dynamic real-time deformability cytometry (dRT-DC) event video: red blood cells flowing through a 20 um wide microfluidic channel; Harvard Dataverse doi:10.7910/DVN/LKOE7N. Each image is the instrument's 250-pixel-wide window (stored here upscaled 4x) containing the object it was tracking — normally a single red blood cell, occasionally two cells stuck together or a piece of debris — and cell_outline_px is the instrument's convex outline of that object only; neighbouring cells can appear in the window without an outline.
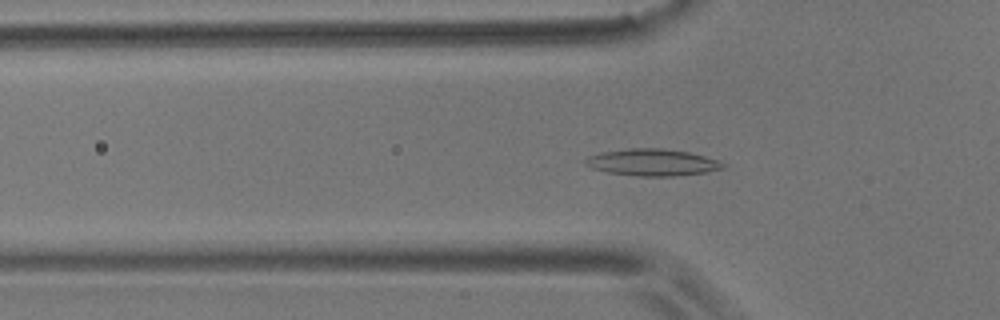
{"species": "common noctule bat (a hibernating species)", "species_latin": "Nyctalus noctula", "temperature_condition": "room temperature", "stored_images_in_passage": 55, "camera_frame_rate_fps": 3000, "um_per_image_px": 0.085, "animal": {"sex": "male", "body_mass_g": 17.9}, "frame": {"image": 1, "passage_image": 17, "time_ms": 5.333, "image_size_px": [1000, 320], "cell_outline_px": [[724, 168], [708, 172], [672, 176], [636, 176], [608, 172], [592, 168], [584, 164], [584, 160], [588, 156], [604, 152], [628, 148], [660, 148], [688, 152], [704, 156], [716, 160], [724, 164]], "centroid_in_image_um": [55.43, 13.8], "position_along_channel_um": 70.4, "area_um2": 21.33}}
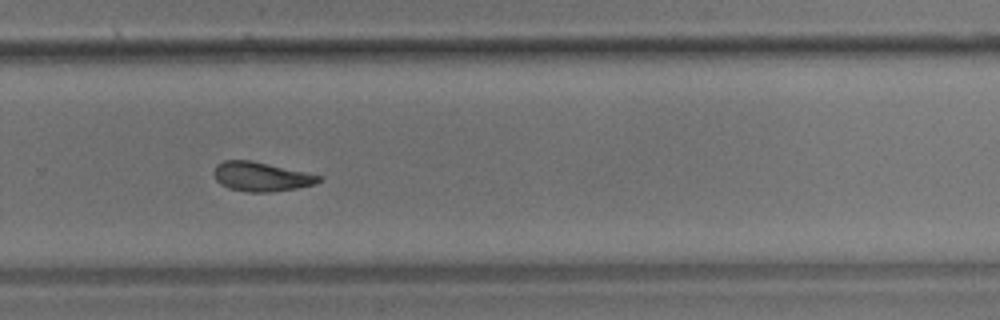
{"frame": {"image": 2, "passage_image": 37, "time_ms": 12.0, "image_size_px": [1000, 320], "cell_outline_px": [[324, 176], [316, 184], [296, 188], [272, 192], [244, 192], [228, 188], [220, 184], [216, 180], [212, 172], [216, 164], [224, 160], [252, 160]], "centroid_in_image_um": [22.18, 15.01], "position_along_channel_um": 307.6, "area_um2": 18.15}}
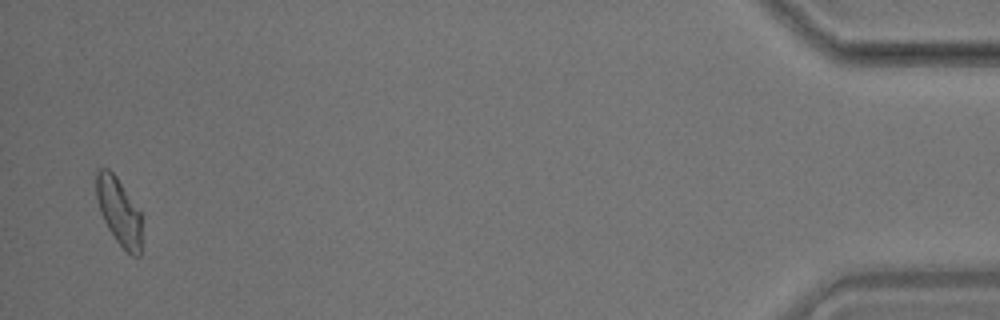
{"frame": {"image": 3, "passage_image": 54, "time_ms": 17.667, "image_size_px": [1000, 320], "cell_outline_px": [[140, 256], [132, 256], [116, 240], [108, 228], [100, 212], [96, 200], [96, 172], [100, 168], [108, 168], [116, 176], [140, 212]], "centroid_in_image_um": [10.07, 17.94], "position_along_channel_um": 425.1, "area_um2": 17.46}, "authors_computed_cell_mechanics": {"area_um2": 18.3226, "velocity_mm_per_s": 3.5553, "shape_relaxation_time_tau1_ms": 6.2234, "shape_relaxation_time_tau2_ms": 6.9235, "deformation_change_tau1": 0.1642, "deformation_change_tau2": 0.1209}}